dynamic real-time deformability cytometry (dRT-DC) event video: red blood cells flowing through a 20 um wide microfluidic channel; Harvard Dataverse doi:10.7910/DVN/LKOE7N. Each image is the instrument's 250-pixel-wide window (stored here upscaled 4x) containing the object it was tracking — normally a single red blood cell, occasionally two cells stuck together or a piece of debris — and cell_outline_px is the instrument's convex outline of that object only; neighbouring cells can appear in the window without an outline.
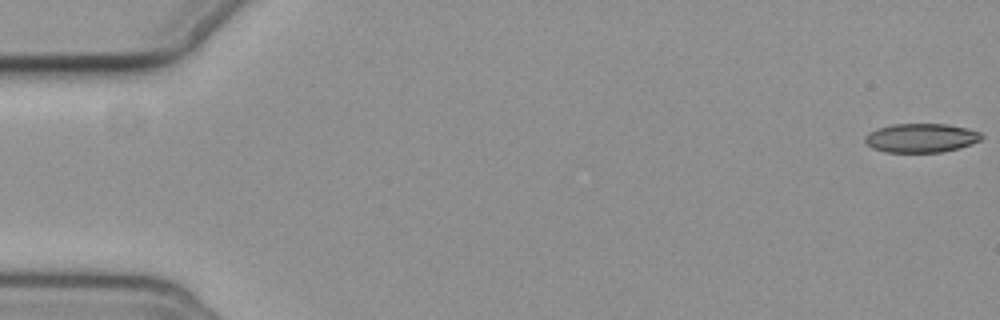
{"species": "common noctule bat (a hibernating species)", "species_latin": "Nyctalus noctula", "temperature_condition": "cold", "stored_images_in_passage": 7, "camera_frame_rate_fps": 3000, "um_per_image_px": 0.085, "animal": {"sex": "female", "body_mass_g": 19.3, "forearm_length_mm": 54.1}, "frame": {"image": 1, "passage_image": 1, "time_ms": 0.0, "image_size_px": [1000, 320], "cell_outline_px": [[984, 136], [980, 140], [972, 144], [960, 148], [940, 152], [884, 152], [872, 148], [864, 140], [864, 136], [868, 132], [876, 128], [892, 124], [948, 124], [968, 128], [980, 132]], "centroid_in_image_um": [78.29, 11.72], "position_along_channel_um": 6.7, "area_um2": 19.88}}
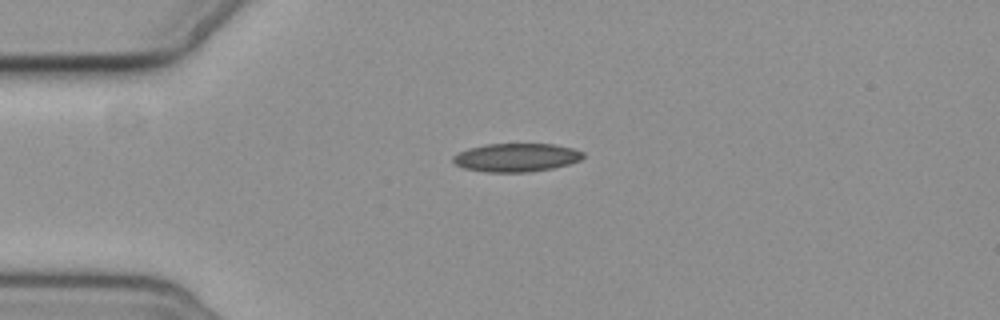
{"frame": {"image": 2, "passage_image": 5, "time_ms": 4.667, "image_size_px": [1000, 320], "cell_outline_px": [[584, 156], [580, 160], [568, 164], [552, 168], [532, 172], [484, 172], [464, 168], [456, 164], [452, 160], [452, 156], [468, 148], [484, 144], [556, 144], [572, 148], [584, 152]], "centroid_in_image_um": [43.88, 13.39], "position_along_channel_um": 41.1, "area_um2": 21.62}}
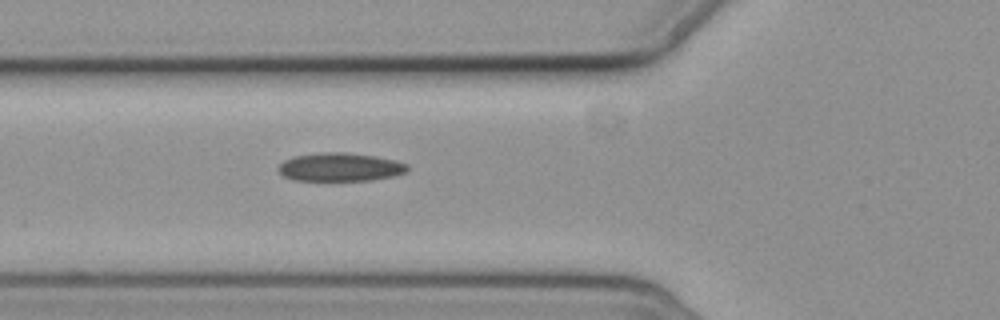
{"frame": {"image": 3, "passage_image": 7, "time_ms": 7.0, "image_size_px": [1000, 320], "cell_outline_px": [[408, 172], [392, 176], [372, 180], [292, 180], [284, 176], [276, 168], [284, 160], [292, 156], [320, 152], [348, 152], [376, 156], [396, 160], [408, 164]], "centroid_in_image_um": [28.91, 14.19], "position_along_channel_um": 96.9, "area_um2": 21.56}}